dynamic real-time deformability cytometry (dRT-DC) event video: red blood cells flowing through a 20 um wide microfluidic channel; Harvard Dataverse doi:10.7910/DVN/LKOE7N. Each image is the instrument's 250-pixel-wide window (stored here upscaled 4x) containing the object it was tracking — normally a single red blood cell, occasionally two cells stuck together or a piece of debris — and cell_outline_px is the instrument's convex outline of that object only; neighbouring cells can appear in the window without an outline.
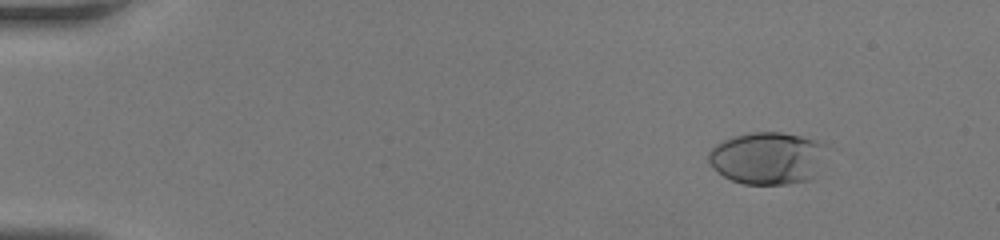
{"species": "human", "species_latin": "Homo sapiens", "temperature_condition": "room temperature", "stored_images_in_passage": 45, "camera_frame_rate_fps": 3000, "um_per_image_px": 0.085, "donor": {"sex": "female"}, "frame": {"image": 1, "passage_image": 5, "time_ms": 1.333, "image_size_px": [1000, 240], "cell_outline_px": [[828, 144], [812, 180], [788, 184], [744, 184], [732, 180], [724, 176], [708, 160], [708, 152], [716, 144], [732, 136], [748, 132], [780, 132], [824, 140]], "centroid_in_image_um": [65.28, 13.41], "position_along_channel_um": 19.7, "area_um2": 36.18}}
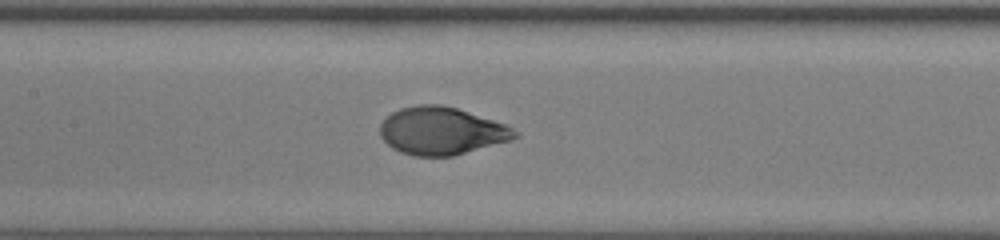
{"frame": {"image": 2, "passage_image": 23, "time_ms": 7.333, "image_size_px": [1000, 240], "cell_outline_px": [[520, 136], [512, 140], [452, 156], [412, 156], [400, 152], [392, 148], [380, 136], [380, 124], [392, 112], [400, 108], [420, 104], [440, 104], [456, 108], [504, 124], [520, 132]], "centroid_in_image_um": [37.52, 11.13], "position_along_channel_um": 169.9, "area_um2": 37.34}}
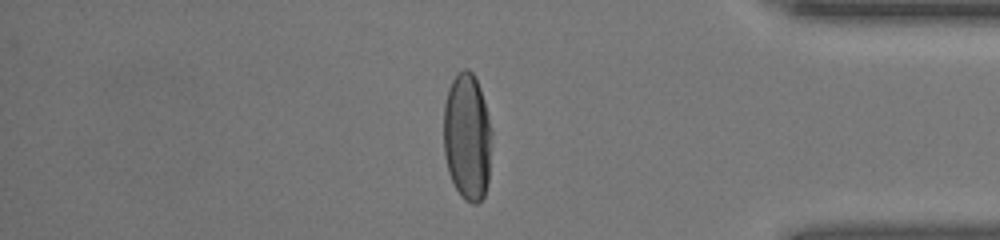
{"frame": {"image": 3, "passage_image": 39, "time_ms": 12.667, "image_size_px": [1000, 240], "cell_outline_px": [[492, 132], [488, 180], [484, 196], [476, 204], [472, 204], [464, 200], [460, 196], [448, 172], [444, 156], [444, 104], [448, 88], [456, 72], [464, 68], [468, 68], [472, 72], [480, 88], [484, 100]], "centroid_in_image_um": [39.7, 11.62], "position_along_channel_um": 395.5, "area_um2": 36.01}}